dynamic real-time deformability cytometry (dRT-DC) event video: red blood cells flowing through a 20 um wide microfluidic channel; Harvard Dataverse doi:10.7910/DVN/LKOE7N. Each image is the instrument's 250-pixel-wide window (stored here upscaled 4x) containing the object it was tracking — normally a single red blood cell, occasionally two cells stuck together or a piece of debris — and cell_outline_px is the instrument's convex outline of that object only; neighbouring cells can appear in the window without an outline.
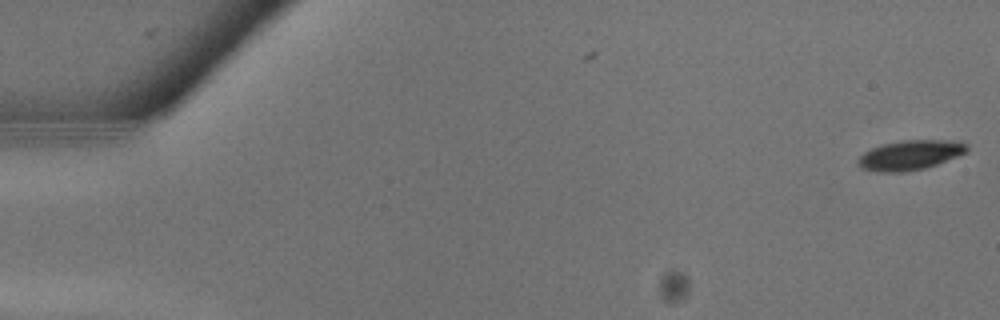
{"species": "common noctule bat (a hibernating species)", "species_latin": "Nyctalus noctula", "temperature_condition": "warm", "stored_images_in_passage": 3, "camera_frame_rate_fps": 3000, "um_per_image_px": 0.085, "animal": {"sex": "male", "body_mass_g": 13.3}, "frame": {"image": 1, "passage_image": 3, "time_ms": 0.667, "image_size_px": [1000, 320], "cell_outline_px": [[968, 152], [936, 164], [924, 168], [904, 172], [876, 172], [860, 168], [856, 160], [864, 152], [872, 148], [884, 144], [900, 140], [960, 140], [968, 144]], "centroid_in_image_um": [77.37, 13.17], "position_along_channel_um": 7.6, "area_um2": 19.02}}